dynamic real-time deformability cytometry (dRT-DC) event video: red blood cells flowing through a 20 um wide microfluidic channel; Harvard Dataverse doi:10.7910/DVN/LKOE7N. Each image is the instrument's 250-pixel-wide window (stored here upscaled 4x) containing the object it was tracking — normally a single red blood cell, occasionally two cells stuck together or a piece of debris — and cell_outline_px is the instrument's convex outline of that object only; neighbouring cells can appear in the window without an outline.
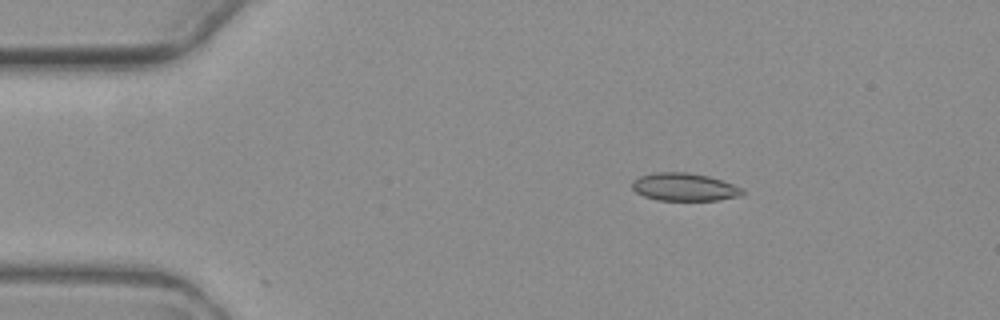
{"species": "common noctule bat (a hibernating species)", "species_latin": "Nyctalus noctula", "temperature_condition": "warm", "stored_images_in_passage": 3, "camera_frame_rate_fps": 3000, "um_per_image_px": 0.085, "animal": {"sex": "female", "body_mass_g": 19.3, "forearm_length_mm": 54.1}, "frame": {"image": 1, "passage_image": 1, "time_ms": 0.0, "image_size_px": [1000, 320], "cell_outline_px": [[744, 192], [740, 196], [720, 200], [656, 200], [644, 196], [636, 192], [632, 188], [632, 180], [640, 176], [652, 172], [688, 172], [708, 176], [744, 188]], "centroid_in_image_um": [58.15, 15.89], "position_along_channel_um": 26.8, "area_um2": 17.98}}